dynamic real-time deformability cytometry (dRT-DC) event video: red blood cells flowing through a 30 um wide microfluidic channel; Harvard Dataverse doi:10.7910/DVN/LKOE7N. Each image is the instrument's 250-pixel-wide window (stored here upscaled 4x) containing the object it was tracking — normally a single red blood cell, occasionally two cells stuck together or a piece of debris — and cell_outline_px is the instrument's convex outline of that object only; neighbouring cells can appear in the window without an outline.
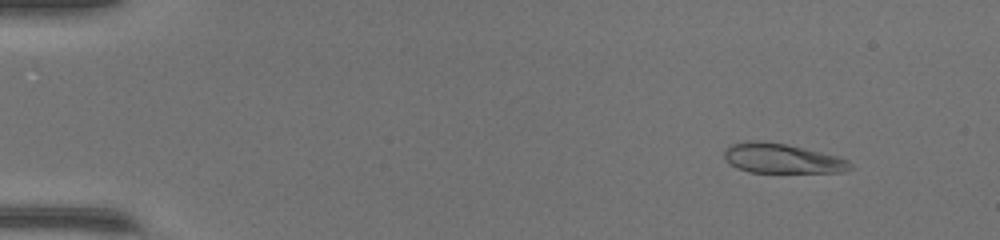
{"species": "common noctule bat (a hibernating species)", "species_latin": "Nyctalus noctula", "temperature_condition": "warm", "stored_images_in_passage": 50, "camera_frame_rate_fps": 3000, "um_per_image_px": 0.085, "animal": {"sex": "female", "body_mass_g": 17.0, "forearm_length_mm": 48.0}, "frame": {"image": 1, "passage_image": 6, "time_ms": 1.667, "image_size_px": [1000, 240], "cell_outline_px": [[856, 168], [840, 172], [748, 172], [736, 168], [724, 160], [724, 148], [732, 144], [748, 140], [756, 140], [784, 144], [804, 148], [836, 156], [848, 160]], "centroid_in_image_um": [66.44, 13.47], "position_along_channel_um": 18.6, "area_um2": 21.85}}
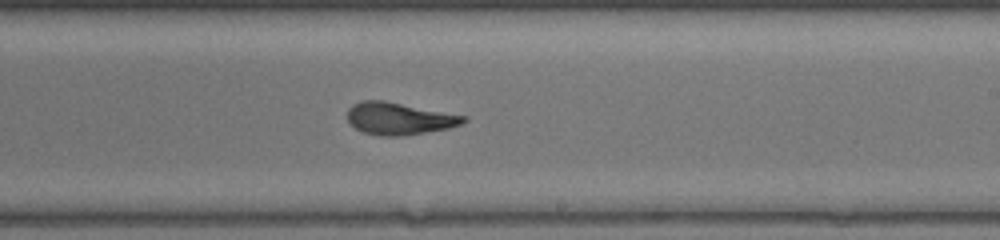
{"frame": {"image": 2, "passage_image": 31, "time_ms": 10.0, "image_size_px": [1000, 240], "cell_outline_px": [[468, 120], [460, 124], [448, 128], [400, 136], [380, 136], [364, 132], [356, 128], [348, 120], [348, 108], [352, 104], [360, 100], [384, 100], [468, 116]], "centroid_in_image_um": [33.92, 10.06], "position_along_channel_um": 255.1, "area_um2": 21.73}}
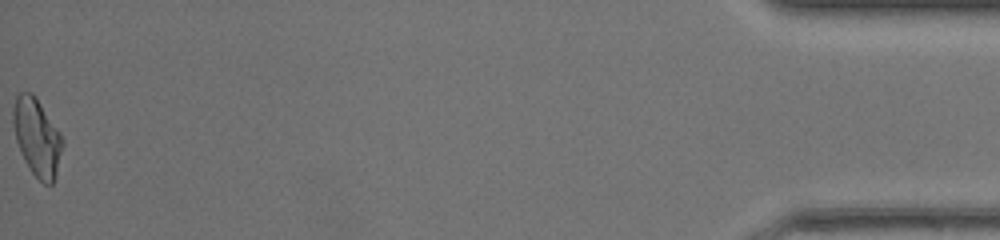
{"frame": {"image": 3, "passage_image": 50, "time_ms": 16.333, "image_size_px": [1000, 240], "cell_outline_px": [[64, 144], [56, 176], [52, 184], [44, 184], [32, 172], [24, 160], [20, 152], [16, 140], [12, 120], [12, 108], [16, 96], [20, 92], [32, 92], [36, 96], [60, 132], [64, 140]], "centroid_in_image_um": [3.15, 11.64], "position_along_channel_um": 432.1, "area_um2": 22.54}, "authors_computed_cell_mechanics": {"area_um2": 21.8484, "velocity_mm_per_s": 4.3149, "shape_relaxation_time_tau1_ms": 10.9559, "shape_relaxation_time_tau2_ms": 1.3061, "deformation_change_tau1": 0.3447, "deformation_change_tau2": 0.0824}}